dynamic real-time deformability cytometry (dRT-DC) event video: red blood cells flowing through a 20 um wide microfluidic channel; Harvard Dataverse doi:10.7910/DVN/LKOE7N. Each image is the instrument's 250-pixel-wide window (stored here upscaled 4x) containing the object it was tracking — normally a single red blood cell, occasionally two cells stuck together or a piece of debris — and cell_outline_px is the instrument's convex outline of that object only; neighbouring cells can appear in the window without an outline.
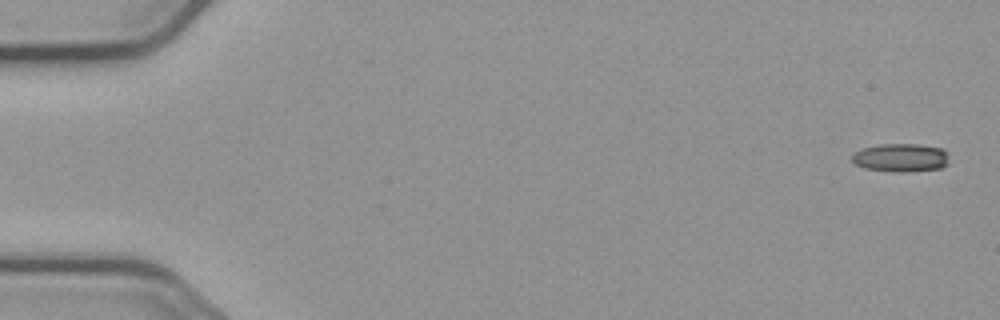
{"species": "common noctule bat (a hibernating species)", "species_latin": "Nyctalus noctula", "temperature_condition": "cold", "stored_images_in_passage": 6, "camera_frame_rate_fps": 3000, "um_per_image_px": 0.085, "animal": {"sex": "male", "body_mass_g": 23.1, "forearm_length_mm": 52.7}, "frame": {"image": 1, "passage_image": 1, "time_ms": 0.0, "image_size_px": [1000, 320], "cell_outline_px": [[948, 164], [940, 168], [864, 168], [856, 164], [852, 160], [852, 156], [856, 152], [864, 148], [880, 144], [916, 144], [944, 148], [948, 152]], "centroid_in_image_um": [76.61, 13.31], "position_along_channel_um": 8.4, "area_um2": 14.8}}